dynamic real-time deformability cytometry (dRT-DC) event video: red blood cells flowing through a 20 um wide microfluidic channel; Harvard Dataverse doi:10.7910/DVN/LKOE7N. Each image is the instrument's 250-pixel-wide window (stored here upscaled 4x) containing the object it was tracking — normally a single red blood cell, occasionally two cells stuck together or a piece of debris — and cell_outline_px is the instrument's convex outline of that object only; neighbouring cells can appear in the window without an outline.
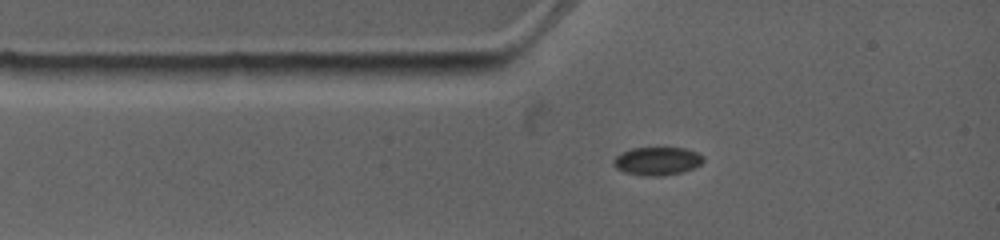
{"species": "common noctule bat (a hibernating species)", "species_latin": "Nyctalus noctula", "temperature_condition": "warm", "stored_images_in_passage": 3, "camera_frame_rate_fps": 4500, "um_per_image_px": 0.085, "animal": {"sex": "female", "body_mass_g": 19.0, "forearm_length_mm": 53.3}, "frame": {"image": 1, "passage_image": 1, "time_ms": 0.0, "image_size_px": [1000, 240], "cell_outline_px": [[704, 160], [696, 168], [684, 172], [664, 176], [644, 176], [624, 172], [616, 168], [612, 164], [612, 160], [620, 152], [632, 148], [684, 148], [696, 152], [704, 156]], "centroid_in_image_um": [55.86, 13.7], "position_along_channel_um": 29.1, "area_um2": 15.03}}